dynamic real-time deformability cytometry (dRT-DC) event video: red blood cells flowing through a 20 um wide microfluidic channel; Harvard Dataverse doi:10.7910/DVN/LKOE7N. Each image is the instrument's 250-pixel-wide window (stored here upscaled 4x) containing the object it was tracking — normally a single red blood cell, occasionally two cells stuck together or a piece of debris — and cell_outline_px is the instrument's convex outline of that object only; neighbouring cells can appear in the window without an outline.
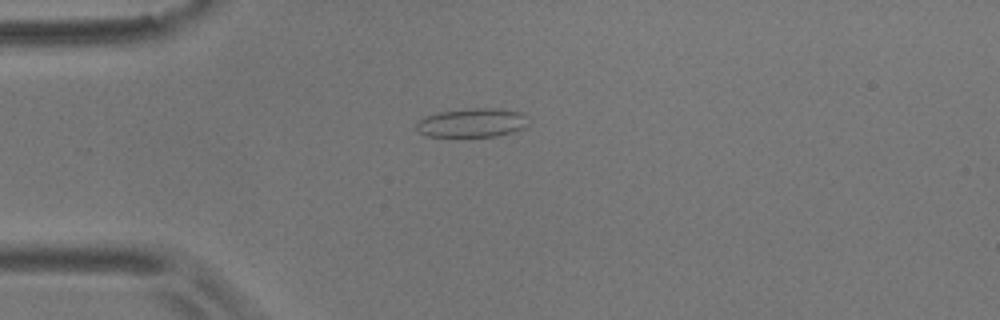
{"species": "common noctule bat (a hibernating species)", "species_latin": "Nyctalus noctula", "temperature_condition": "room temperature", "stored_images_in_passage": 6, "camera_frame_rate_fps": 3000, "um_per_image_px": 0.085, "animal": {"sex": "male", "body_mass_g": 17.9}, "frame": {"image": 1, "passage_image": 4, "time_ms": 4.333, "image_size_px": [1000, 320], "cell_outline_px": [[528, 124], [524, 128], [512, 132], [496, 136], [428, 136], [420, 132], [416, 128], [416, 124], [424, 116], [440, 112], [472, 108], [500, 108], [520, 112], [528, 116]], "centroid_in_image_um": [40.17, 10.42], "position_along_channel_um": 44.8, "area_um2": 18.84}}
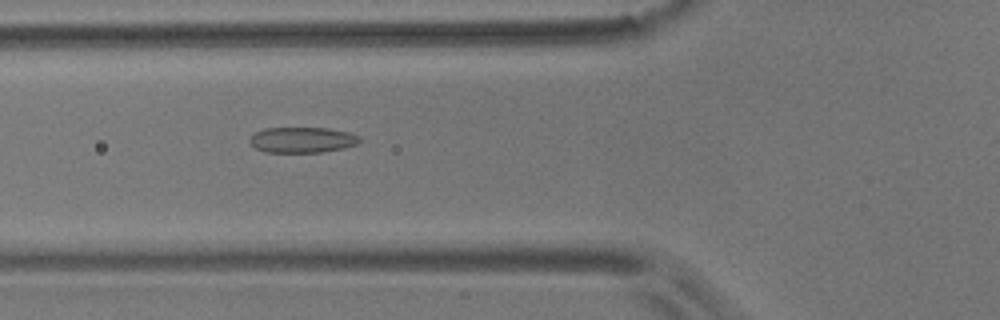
{"frame": {"image": 2, "passage_image": 6, "time_ms": 6.333, "image_size_px": [1000, 320], "cell_outline_px": [[360, 140], [356, 144], [344, 148], [320, 152], [264, 152], [256, 148], [248, 140], [256, 132], [264, 128], [328, 128], [348, 132], [360, 136]], "centroid_in_image_um": [25.69, 11.89], "position_along_channel_um": 100.1, "area_um2": 16.3}}